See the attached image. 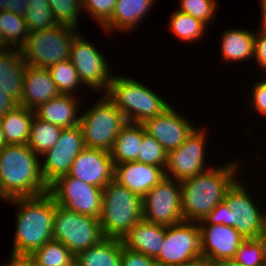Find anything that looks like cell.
Here are the masks:
<instances>
[{
  "label": "cell",
  "instance_id": "obj_1",
  "mask_svg": "<svg viewBox=\"0 0 266 266\" xmlns=\"http://www.w3.org/2000/svg\"><path fill=\"white\" fill-rule=\"evenodd\" d=\"M17 208L11 260H25L36 249L53 239L55 201L47 192L41 196L14 198L7 203Z\"/></svg>",
  "mask_w": 266,
  "mask_h": 266
},
{
  "label": "cell",
  "instance_id": "obj_2",
  "mask_svg": "<svg viewBox=\"0 0 266 266\" xmlns=\"http://www.w3.org/2000/svg\"><path fill=\"white\" fill-rule=\"evenodd\" d=\"M241 162L229 161L180 181L181 209L184 221L200 222L224 200L237 177Z\"/></svg>",
  "mask_w": 266,
  "mask_h": 266
},
{
  "label": "cell",
  "instance_id": "obj_3",
  "mask_svg": "<svg viewBox=\"0 0 266 266\" xmlns=\"http://www.w3.org/2000/svg\"><path fill=\"white\" fill-rule=\"evenodd\" d=\"M40 158L28 145L7 144L0 149L1 201L36 197L48 192Z\"/></svg>",
  "mask_w": 266,
  "mask_h": 266
},
{
  "label": "cell",
  "instance_id": "obj_4",
  "mask_svg": "<svg viewBox=\"0 0 266 266\" xmlns=\"http://www.w3.org/2000/svg\"><path fill=\"white\" fill-rule=\"evenodd\" d=\"M237 179L220 202L199 225L234 227L244 239L261 238L266 211L258 207L245 184Z\"/></svg>",
  "mask_w": 266,
  "mask_h": 266
},
{
  "label": "cell",
  "instance_id": "obj_5",
  "mask_svg": "<svg viewBox=\"0 0 266 266\" xmlns=\"http://www.w3.org/2000/svg\"><path fill=\"white\" fill-rule=\"evenodd\" d=\"M106 96L123 113L127 122L144 123L171 105L156 92L132 77L114 75Z\"/></svg>",
  "mask_w": 266,
  "mask_h": 266
},
{
  "label": "cell",
  "instance_id": "obj_6",
  "mask_svg": "<svg viewBox=\"0 0 266 266\" xmlns=\"http://www.w3.org/2000/svg\"><path fill=\"white\" fill-rule=\"evenodd\" d=\"M142 219L141 196L115 180L103 188L99 222L104 237L122 239Z\"/></svg>",
  "mask_w": 266,
  "mask_h": 266
},
{
  "label": "cell",
  "instance_id": "obj_7",
  "mask_svg": "<svg viewBox=\"0 0 266 266\" xmlns=\"http://www.w3.org/2000/svg\"><path fill=\"white\" fill-rule=\"evenodd\" d=\"M78 29L57 25L52 29L33 31L19 48L25 63L48 69L53 64L68 60Z\"/></svg>",
  "mask_w": 266,
  "mask_h": 266
},
{
  "label": "cell",
  "instance_id": "obj_8",
  "mask_svg": "<svg viewBox=\"0 0 266 266\" xmlns=\"http://www.w3.org/2000/svg\"><path fill=\"white\" fill-rule=\"evenodd\" d=\"M83 112L80 127L86 148L111 151L120 129L127 123L123 113L103 94Z\"/></svg>",
  "mask_w": 266,
  "mask_h": 266
},
{
  "label": "cell",
  "instance_id": "obj_9",
  "mask_svg": "<svg viewBox=\"0 0 266 266\" xmlns=\"http://www.w3.org/2000/svg\"><path fill=\"white\" fill-rule=\"evenodd\" d=\"M103 238L98 218L68 210L55 203L53 239L61 242L75 256Z\"/></svg>",
  "mask_w": 266,
  "mask_h": 266
},
{
  "label": "cell",
  "instance_id": "obj_10",
  "mask_svg": "<svg viewBox=\"0 0 266 266\" xmlns=\"http://www.w3.org/2000/svg\"><path fill=\"white\" fill-rule=\"evenodd\" d=\"M48 193L55 203L68 210L100 218L103 189L63 175L49 185Z\"/></svg>",
  "mask_w": 266,
  "mask_h": 266
},
{
  "label": "cell",
  "instance_id": "obj_11",
  "mask_svg": "<svg viewBox=\"0 0 266 266\" xmlns=\"http://www.w3.org/2000/svg\"><path fill=\"white\" fill-rule=\"evenodd\" d=\"M79 33L73 40L71 45L69 60L78 72L81 83L88 88H92L95 92L106 94L110 88L112 73L109 71L105 55L101 54V50L94 47L93 43L81 37Z\"/></svg>",
  "mask_w": 266,
  "mask_h": 266
},
{
  "label": "cell",
  "instance_id": "obj_12",
  "mask_svg": "<svg viewBox=\"0 0 266 266\" xmlns=\"http://www.w3.org/2000/svg\"><path fill=\"white\" fill-rule=\"evenodd\" d=\"M206 132L209 134L206 128L196 127L178 148L168 152L166 177L183 181L211 168L205 163L207 162L205 150L209 142Z\"/></svg>",
  "mask_w": 266,
  "mask_h": 266
},
{
  "label": "cell",
  "instance_id": "obj_13",
  "mask_svg": "<svg viewBox=\"0 0 266 266\" xmlns=\"http://www.w3.org/2000/svg\"><path fill=\"white\" fill-rule=\"evenodd\" d=\"M202 256L198 222L181 221L166 226L160 254L155 258L158 266H171Z\"/></svg>",
  "mask_w": 266,
  "mask_h": 266
},
{
  "label": "cell",
  "instance_id": "obj_14",
  "mask_svg": "<svg viewBox=\"0 0 266 266\" xmlns=\"http://www.w3.org/2000/svg\"><path fill=\"white\" fill-rule=\"evenodd\" d=\"M143 219L170 226L183 221L180 181L164 177L143 198Z\"/></svg>",
  "mask_w": 266,
  "mask_h": 266
},
{
  "label": "cell",
  "instance_id": "obj_15",
  "mask_svg": "<svg viewBox=\"0 0 266 266\" xmlns=\"http://www.w3.org/2000/svg\"><path fill=\"white\" fill-rule=\"evenodd\" d=\"M176 110L171 105L160 115L142 123L145 131L155 138L167 153L178 148L196 128L190 119Z\"/></svg>",
  "mask_w": 266,
  "mask_h": 266
},
{
  "label": "cell",
  "instance_id": "obj_16",
  "mask_svg": "<svg viewBox=\"0 0 266 266\" xmlns=\"http://www.w3.org/2000/svg\"><path fill=\"white\" fill-rule=\"evenodd\" d=\"M68 175L103 189L114 180V163L110 152L85 147L75 158Z\"/></svg>",
  "mask_w": 266,
  "mask_h": 266
},
{
  "label": "cell",
  "instance_id": "obj_17",
  "mask_svg": "<svg viewBox=\"0 0 266 266\" xmlns=\"http://www.w3.org/2000/svg\"><path fill=\"white\" fill-rule=\"evenodd\" d=\"M202 256L216 262L233 259L245 240L232 226L199 225Z\"/></svg>",
  "mask_w": 266,
  "mask_h": 266
},
{
  "label": "cell",
  "instance_id": "obj_18",
  "mask_svg": "<svg viewBox=\"0 0 266 266\" xmlns=\"http://www.w3.org/2000/svg\"><path fill=\"white\" fill-rule=\"evenodd\" d=\"M165 177L158 166L137 161L114 164V180L142 198Z\"/></svg>",
  "mask_w": 266,
  "mask_h": 266
},
{
  "label": "cell",
  "instance_id": "obj_19",
  "mask_svg": "<svg viewBox=\"0 0 266 266\" xmlns=\"http://www.w3.org/2000/svg\"><path fill=\"white\" fill-rule=\"evenodd\" d=\"M58 87L48 69L36 68L26 64L23 80V95L19 105L35 110L41 104L60 96Z\"/></svg>",
  "mask_w": 266,
  "mask_h": 266
},
{
  "label": "cell",
  "instance_id": "obj_20",
  "mask_svg": "<svg viewBox=\"0 0 266 266\" xmlns=\"http://www.w3.org/2000/svg\"><path fill=\"white\" fill-rule=\"evenodd\" d=\"M26 63L18 48H0V88L18 104L23 95Z\"/></svg>",
  "mask_w": 266,
  "mask_h": 266
},
{
  "label": "cell",
  "instance_id": "obj_21",
  "mask_svg": "<svg viewBox=\"0 0 266 266\" xmlns=\"http://www.w3.org/2000/svg\"><path fill=\"white\" fill-rule=\"evenodd\" d=\"M166 226L142 219L122 239L124 247L156 258L162 249Z\"/></svg>",
  "mask_w": 266,
  "mask_h": 266
},
{
  "label": "cell",
  "instance_id": "obj_22",
  "mask_svg": "<svg viewBox=\"0 0 266 266\" xmlns=\"http://www.w3.org/2000/svg\"><path fill=\"white\" fill-rule=\"evenodd\" d=\"M77 98V96L61 94L41 104L34 110L35 115L62 129L76 127L80 125L81 118V115L78 114L80 101Z\"/></svg>",
  "mask_w": 266,
  "mask_h": 266
},
{
  "label": "cell",
  "instance_id": "obj_23",
  "mask_svg": "<svg viewBox=\"0 0 266 266\" xmlns=\"http://www.w3.org/2000/svg\"><path fill=\"white\" fill-rule=\"evenodd\" d=\"M156 0H117L110 20L102 27L107 34L112 31L131 32L148 15ZM139 23V24H138Z\"/></svg>",
  "mask_w": 266,
  "mask_h": 266
},
{
  "label": "cell",
  "instance_id": "obj_24",
  "mask_svg": "<svg viewBox=\"0 0 266 266\" xmlns=\"http://www.w3.org/2000/svg\"><path fill=\"white\" fill-rule=\"evenodd\" d=\"M245 28L229 29L221 36V58L223 62H242L254 58L255 33Z\"/></svg>",
  "mask_w": 266,
  "mask_h": 266
},
{
  "label": "cell",
  "instance_id": "obj_25",
  "mask_svg": "<svg viewBox=\"0 0 266 266\" xmlns=\"http://www.w3.org/2000/svg\"><path fill=\"white\" fill-rule=\"evenodd\" d=\"M122 248L121 239L105 237L78 253L75 260L80 266H121Z\"/></svg>",
  "mask_w": 266,
  "mask_h": 266
},
{
  "label": "cell",
  "instance_id": "obj_26",
  "mask_svg": "<svg viewBox=\"0 0 266 266\" xmlns=\"http://www.w3.org/2000/svg\"><path fill=\"white\" fill-rule=\"evenodd\" d=\"M34 115V110L18 104L0 118L7 144L27 145Z\"/></svg>",
  "mask_w": 266,
  "mask_h": 266
},
{
  "label": "cell",
  "instance_id": "obj_27",
  "mask_svg": "<svg viewBox=\"0 0 266 266\" xmlns=\"http://www.w3.org/2000/svg\"><path fill=\"white\" fill-rule=\"evenodd\" d=\"M143 138V124L127 122L118 133L110 151L114 164L136 161Z\"/></svg>",
  "mask_w": 266,
  "mask_h": 266
},
{
  "label": "cell",
  "instance_id": "obj_28",
  "mask_svg": "<svg viewBox=\"0 0 266 266\" xmlns=\"http://www.w3.org/2000/svg\"><path fill=\"white\" fill-rule=\"evenodd\" d=\"M74 260L75 255L54 239L49 240L25 259L30 266H67Z\"/></svg>",
  "mask_w": 266,
  "mask_h": 266
},
{
  "label": "cell",
  "instance_id": "obj_29",
  "mask_svg": "<svg viewBox=\"0 0 266 266\" xmlns=\"http://www.w3.org/2000/svg\"><path fill=\"white\" fill-rule=\"evenodd\" d=\"M0 29L2 48L19 49L26 42L29 34L24 18L7 10L0 11Z\"/></svg>",
  "mask_w": 266,
  "mask_h": 266
},
{
  "label": "cell",
  "instance_id": "obj_30",
  "mask_svg": "<svg viewBox=\"0 0 266 266\" xmlns=\"http://www.w3.org/2000/svg\"><path fill=\"white\" fill-rule=\"evenodd\" d=\"M62 128L43 121L34 115L27 145L39 156L54 147Z\"/></svg>",
  "mask_w": 266,
  "mask_h": 266
},
{
  "label": "cell",
  "instance_id": "obj_31",
  "mask_svg": "<svg viewBox=\"0 0 266 266\" xmlns=\"http://www.w3.org/2000/svg\"><path fill=\"white\" fill-rule=\"evenodd\" d=\"M79 153L80 152L46 151L41 155V173L46 184L49 186L59 177L67 175Z\"/></svg>",
  "mask_w": 266,
  "mask_h": 266
},
{
  "label": "cell",
  "instance_id": "obj_32",
  "mask_svg": "<svg viewBox=\"0 0 266 266\" xmlns=\"http://www.w3.org/2000/svg\"><path fill=\"white\" fill-rule=\"evenodd\" d=\"M208 29L203 22L189 14L183 13L179 10H175L173 13L171 12L170 20H169V31L173 33V36L184 41L186 43L196 42L201 40L203 34H205V30Z\"/></svg>",
  "mask_w": 266,
  "mask_h": 266
},
{
  "label": "cell",
  "instance_id": "obj_33",
  "mask_svg": "<svg viewBox=\"0 0 266 266\" xmlns=\"http://www.w3.org/2000/svg\"><path fill=\"white\" fill-rule=\"evenodd\" d=\"M28 2V9L25 11L23 18L29 33L52 29L58 25L48 0H28Z\"/></svg>",
  "mask_w": 266,
  "mask_h": 266
},
{
  "label": "cell",
  "instance_id": "obj_34",
  "mask_svg": "<svg viewBox=\"0 0 266 266\" xmlns=\"http://www.w3.org/2000/svg\"><path fill=\"white\" fill-rule=\"evenodd\" d=\"M48 71L61 94L77 96L75 92L83 84L69 59L53 64Z\"/></svg>",
  "mask_w": 266,
  "mask_h": 266
},
{
  "label": "cell",
  "instance_id": "obj_35",
  "mask_svg": "<svg viewBox=\"0 0 266 266\" xmlns=\"http://www.w3.org/2000/svg\"><path fill=\"white\" fill-rule=\"evenodd\" d=\"M167 151L143 126V138L140 143L137 162L161 167L164 171L167 165Z\"/></svg>",
  "mask_w": 266,
  "mask_h": 266
},
{
  "label": "cell",
  "instance_id": "obj_36",
  "mask_svg": "<svg viewBox=\"0 0 266 266\" xmlns=\"http://www.w3.org/2000/svg\"><path fill=\"white\" fill-rule=\"evenodd\" d=\"M233 259L241 266H266V248L263 240L245 239Z\"/></svg>",
  "mask_w": 266,
  "mask_h": 266
},
{
  "label": "cell",
  "instance_id": "obj_37",
  "mask_svg": "<svg viewBox=\"0 0 266 266\" xmlns=\"http://www.w3.org/2000/svg\"><path fill=\"white\" fill-rule=\"evenodd\" d=\"M58 25L77 29L78 19L82 9L81 0H48Z\"/></svg>",
  "mask_w": 266,
  "mask_h": 266
},
{
  "label": "cell",
  "instance_id": "obj_38",
  "mask_svg": "<svg viewBox=\"0 0 266 266\" xmlns=\"http://www.w3.org/2000/svg\"><path fill=\"white\" fill-rule=\"evenodd\" d=\"M178 10L200 20L206 26L212 23L218 11V0H179Z\"/></svg>",
  "mask_w": 266,
  "mask_h": 266
},
{
  "label": "cell",
  "instance_id": "obj_39",
  "mask_svg": "<svg viewBox=\"0 0 266 266\" xmlns=\"http://www.w3.org/2000/svg\"><path fill=\"white\" fill-rule=\"evenodd\" d=\"M85 148L83 132L80 125L61 130L54 147L48 151L81 152Z\"/></svg>",
  "mask_w": 266,
  "mask_h": 266
},
{
  "label": "cell",
  "instance_id": "obj_40",
  "mask_svg": "<svg viewBox=\"0 0 266 266\" xmlns=\"http://www.w3.org/2000/svg\"><path fill=\"white\" fill-rule=\"evenodd\" d=\"M117 0H83V12L98 22L102 28L112 17Z\"/></svg>",
  "mask_w": 266,
  "mask_h": 266
},
{
  "label": "cell",
  "instance_id": "obj_41",
  "mask_svg": "<svg viewBox=\"0 0 266 266\" xmlns=\"http://www.w3.org/2000/svg\"><path fill=\"white\" fill-rule=\"evenodd\" d=\"M252 87V94L249 95V108L252 107L262 117H266V78L256 81Z\"/></svg>",
  "mask_w": 266,
  "mask_h": 266
},
{
  "label": "cell",
  "instance_id": "obj_42",
  "mask_svg": "<svg viewBox=\"0 0 266 266\" xmlns=\"http://www.w3.org/2000/svg\"><path fill=\"white\" fill-rule=\"evenodd\" d=\"M121 266H158L155 258L137 251L122 248Z\"/></svg>",
  "mask_w": 266,
  "mask_h": 266
},
{
  "label": "cell",
  "instance_id": "obj_43",
  "mask_svg": "<svg viewBox=\"0 0 266 266\" xmlns=\"http://www.w3.org/2000/svg\"><path fill=\"white\" fill-rule=\"evenodd\" d=\"M255 64L266 73V25H260L255 33L254 58Z\"/></svg>",
  "mask_w": 266,
  "mask_h": 266
},
{
  "label": "cell",
  "instance_id": "obj_44",
  "mask_svg": "<svg viewBox=\"0 0 266 266\" xmlns=\"http://www.w3.org/2000/svg\"><path fill=\"white\" fill-rule=\"evenodd\" d=\"M28 0H0V11H12L16 15L22 16L28 9Z\"/></svg>",
  "mask_w": 266,
  "mask_h": 266
},
{
  "label": "cell",
  "instance_id": "obj_45",
  "mask_svg": "<svg viewBox=\"0 0 266 266\" xmlns=\"http://www.w3.org/2000/svg\"><path fill=\"white\" fill-rule=\"evenodd\" d=\"M18 103L8 96L5 92L1 91L0 88V118L6 115L12 110Z\"/></svg>",
  "mask_w": 266,
  "mask_h": 266
},
{
  "label": "cell",
  "instance_id": "obj_46",
  "mask_svg": "<svg viewBox=\"0 0 266 266\" xmlns=\"http://www.w3.org/2000/svg\"><path fill=\"white\" fill-rule=\"evenodd\" d=\"M171 266H217V262L205 256H200L188 262Z\"/></svg>",
  "mask_w": 266,
  "mask_h": 266
},
{
  "label": "cell",
  "instance_id": "obj_47",
  "mask_svg": "<svg viewBox=\"0 0 266 266\" xmlns=\"http://www.w3.org/2000/svg\"><path fill=\"white\" fill-rule=\"evenodd\" d=\"M260 4V9H261V23L262 25H266V0H260L258 3Z\"/></svg>",
  "mask_w": 266,
  "mask_h": 266
},
{
  "label": "cell",
  "instance_id": "obj_48",
  "mask_svg": "<svg viewBox=\"0 0 266 266\" xmlns=\"http://www.w3.org/2000/svg\"><path fill=\"white\" fill-rule=\"evenodd\" d=\"M217 266H241V265L234 259H228V260L218 261Z\"/></svg>",
  "mask_w": 266,
  "mask_h": 266
},
{
  "label": "cell",
  "instance_id": "obj_49",
  "mask_svg": "<svg viewBox=\"0 0 266 266\" xmlns=\"http://www.w3.org/2000/svg\"><path fill=\"white\" fill-rule=\"evenodd\" d=\"M7 145L5 134L0 123V149Z\"/></svg>",
  "mask_w": 266,
  "mask_h": 266
},
{
  "label": "cell",
  "instance_id": "obj_50",
  "mask_svg": "<svg viewBox=\"0 0 266 266\" xmlns=\"http://www.w3.org/2000/svg\"><path fill=\"white\" fill-rule=\"evenodd\" d=\"M261 239L263 240L264 246L266 248V219H265V222L263 225V231H262Z\"/></svg>",
  "mask_w": 266,
  "mask_h": 266
},
{
  "label": "cell",
  "instance_id": "obj_51",
  "mask_svg": "<svg viewBox=\"0 0 266 266\" xmlns=\"http://www.w3.org/2000/svg\"><path fill=\"white\" fill-rule=\"evenodd\" d=\"M14 266H30L25 260H14Z\"/></svg>",
  "mask_w": 266,
  "mask_h": 266
},
{
  "label": "cell",
  "instance_id": "obj_52",
  "mask_svg": "<svg viewBox=\"0 0 266 266\" xmlns=\"http://www.w3.org/2000/svg\"><path fill=\"white\" fill-rule=\"evenodd\" d=\"M8 260L9 261L2 266H14V260H11V259H8Z\"/></svg>",
  "mask_w": 266,
  "mask_h": 266
},
{
  "label": "cell",
  "instance_id": "obj_53",
  "mask_svg": "<svg viewBox=\"0 0 266 266\" xmlns=\"http://www.w3.org/2000/svg\"><path fill=\"white\" fill-rule=\"evenodd\" d=\"M67 266H80L79 264H78V262L76 261V260H74L73 262H71L69 265H67Z\"/></svg>",
  "mask_w": 266,
  "mask_h": 266
},
{
  "label": "cell",
  "instance_id": "obj_54",
  "mask_svg": "<svg viewBox=\"0 0 266 266\" xmlns=\"http://www.w3.org/2000/svg\"><path fill=\"white\" fill-rule=\"evenodd\" d=\"M0 48H2V32H1V29H0Z\"/></svg>",
  "mask_w": 266,
  "mask_h": 266
}]
</instances>
